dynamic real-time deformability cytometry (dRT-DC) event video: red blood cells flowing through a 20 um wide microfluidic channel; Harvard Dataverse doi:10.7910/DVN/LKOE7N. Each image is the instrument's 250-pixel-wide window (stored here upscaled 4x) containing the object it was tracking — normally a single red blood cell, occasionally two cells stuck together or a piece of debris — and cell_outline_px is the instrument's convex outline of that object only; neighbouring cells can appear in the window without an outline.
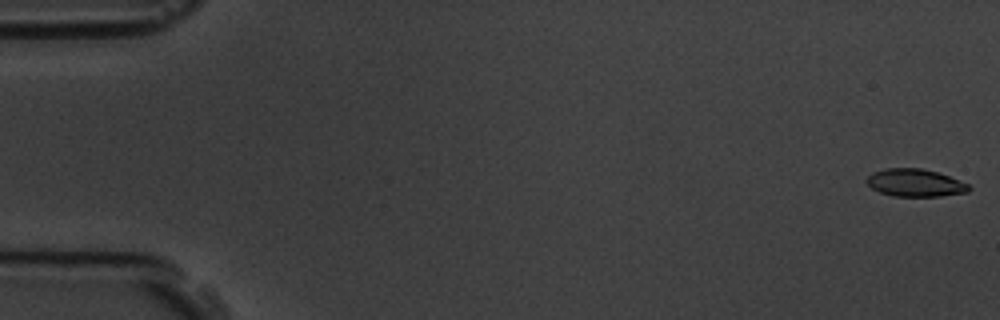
{"species": "common noctule bat (a hibernating species)", "species_latin": "Nyctalus noctula", "temperature_condition": "room temperature", "stored_images_in_passage": 5, "camera_frame_rate_fps": 3000, "um_per_image_px": 0.085, "animal": {"sex": "male", "body_mass_g": 19.5, "forearm_length_mm": 54.6}, "frame": {"image": 1, "passage_image": 1, "time_ms": 0.0, "image_size_px": [1000, 320], "cell_outline_px": [[972, 188], [968, 192], [940, 196], [892, 196], [880, 192], [872, 188], [868, 184], [868, 176], [872, 172], [884, 168], [920, 168], [936, 172], [948, 176], [968, 184]], "centroid_in_image_um": [77.78, 15.54], "position_along_channel_um": 7.2, "area_um2": 16.3}}
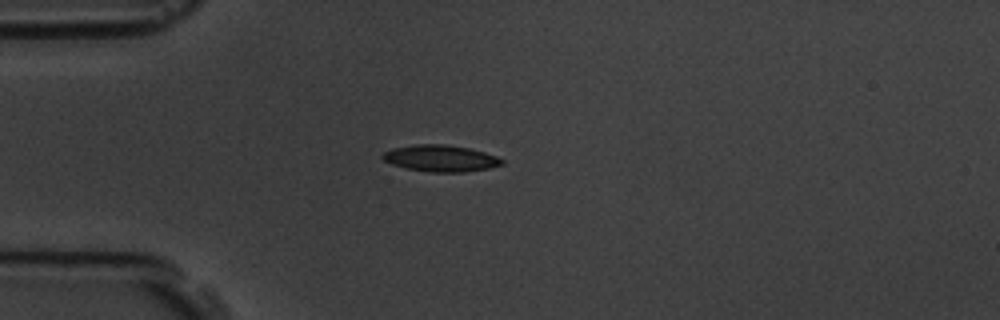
{"frame": {"image": 2, "passage_image": 5, "time_ms": 4.667, "image_size_px": [1000, 320], "cell_outline_px": [[504, 164], [488, 168], [464, 172], [432, 172], [404, 168], [392, 164], [384, 160], [380, 156], [384, 152], [392, 148], [416, 144], [444, 144], [468, 148], [484, 152], [496, 156], [504, 160]], "centroid_in_image_um": [37.43, 13.45], "position_along_channel_um": 47.6, "area_um2": 18.44}}